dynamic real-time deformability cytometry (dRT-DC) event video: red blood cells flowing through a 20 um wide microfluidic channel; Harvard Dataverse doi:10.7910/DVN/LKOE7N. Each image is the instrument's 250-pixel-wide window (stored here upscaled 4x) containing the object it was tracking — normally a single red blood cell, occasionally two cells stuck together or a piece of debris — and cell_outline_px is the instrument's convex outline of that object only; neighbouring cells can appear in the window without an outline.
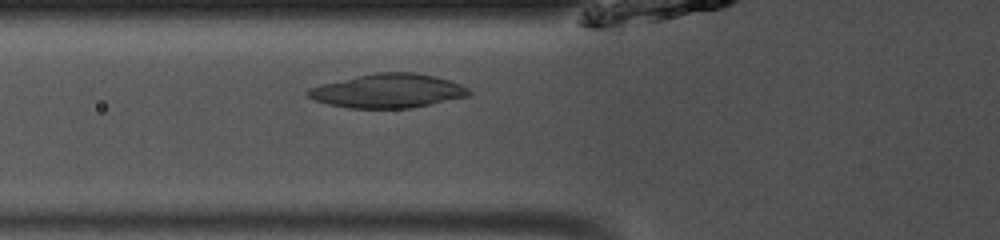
{"species": "common noctule bat (a hibernating species)", "species_latin": "Nyctalus noctula", "temperature_condition": "room temperature", "stored_images_in_passage": 31, "camera_frame_rate_fps": 3000, "um_per_image_px": 0.085, "animal": {"sex": "male", "body_mass_g": 13.0, "forearm_length_mm": 53.1}, "frame": {"image": 1, "passage_image": 4, "time_ms": 1.0, "image_size_px": [1000, 240], "cell_outline_px": [[472, 92], [468, 96], [412, 108], [348, 108], [328, 104], [316, 100], [308, 96], [304, 92], [308, 88], [324, 84], [376, 72], [416, 72], [436, 76], [460, 84], [468, 88]], "centroid_in_image_um": [33.0, 7.73], "position_along_channel_um": 92.8, "area_um2": 31.67}}
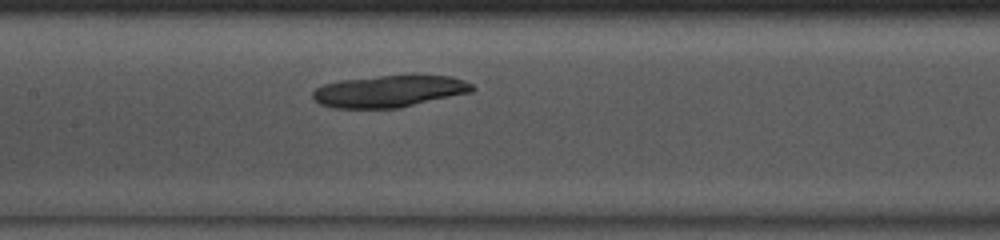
{"frame": {"image": 2, "passage_image": 10, "time_ms": 3.0, "image_size_px": [1000, 240], "cell_outline_px": [[476, 88], [472, 92], [396, 108], [332, 108], [320, 104], [312, 100], [312, 92], [316, 88], [324, 84], [340, 80], [412, 72], [416, 72], [452, 76], [464, 80], [472, 84]], "centroid_in_image_um": [33.13, 7.71], "position_along_channel_um": 174.3, "area_um2": 30.63}}
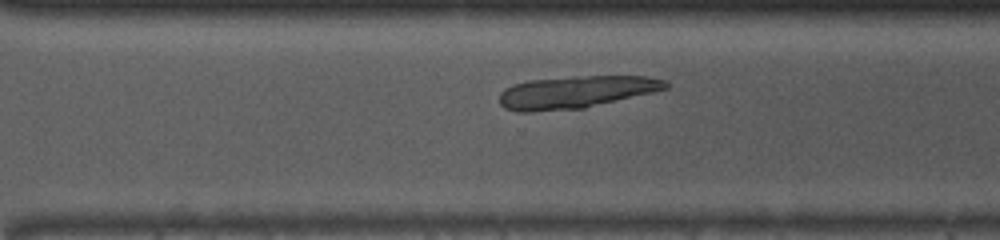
{"frame": {"image": 3, "passage_image": 21, "time_ms": 6.667, "image_size_px": [1000, 240], "cell_outline_px": [[668, 88], [652, 92], [584, 108], [532, 112], [516, 112], [504, 108], [500, 104], [500, 92], [504, 88], [512, 84], [528, 80], [572, 76], [644, 76], [668, 80]], "centroid_in_image_um": [48.89, 7.82], "position_along_channel_um": 321.7, "area_um2": 31.5}}